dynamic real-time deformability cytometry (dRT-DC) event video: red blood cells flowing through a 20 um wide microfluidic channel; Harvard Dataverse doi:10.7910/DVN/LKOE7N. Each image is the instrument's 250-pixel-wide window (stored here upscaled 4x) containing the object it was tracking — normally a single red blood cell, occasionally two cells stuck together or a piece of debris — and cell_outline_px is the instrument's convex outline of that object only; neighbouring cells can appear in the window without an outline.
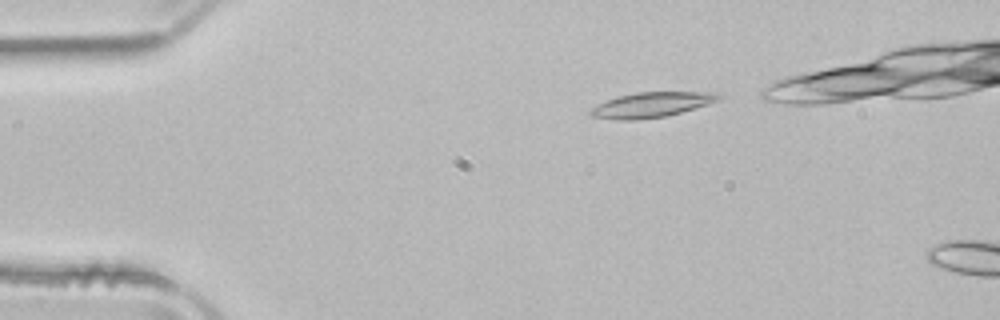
{"species": "common noctule bat (a hibernating species)", "species_latin": "Nyctalus noctula", "temperature_condition": "room temperature", "stored_images_in_passage": 7, "camera_frame_rate_fps": 3000, "um_per_image_px": 0.085, "animal": {"sex": "male", "body_mass_g": 21.5, "forearm_length_mm": 52.0}, "frame": {"image": 1, "passage_image": 3, "time_ms": 0.667, "image_size_px": [1000, 320], "cell_outline_px": [[724, 96], [720, 100], [708, 104], [680, 112], [664, 116], [636, 120], [616, 120], [592, 116], [588, 112], [592, 108], [616, 96], [636, 92], [720, 92]], "centroid_in_image_um": [55.42, 8.89], "position_along_channel_um": 29.6, "area_um2": 18.67}}